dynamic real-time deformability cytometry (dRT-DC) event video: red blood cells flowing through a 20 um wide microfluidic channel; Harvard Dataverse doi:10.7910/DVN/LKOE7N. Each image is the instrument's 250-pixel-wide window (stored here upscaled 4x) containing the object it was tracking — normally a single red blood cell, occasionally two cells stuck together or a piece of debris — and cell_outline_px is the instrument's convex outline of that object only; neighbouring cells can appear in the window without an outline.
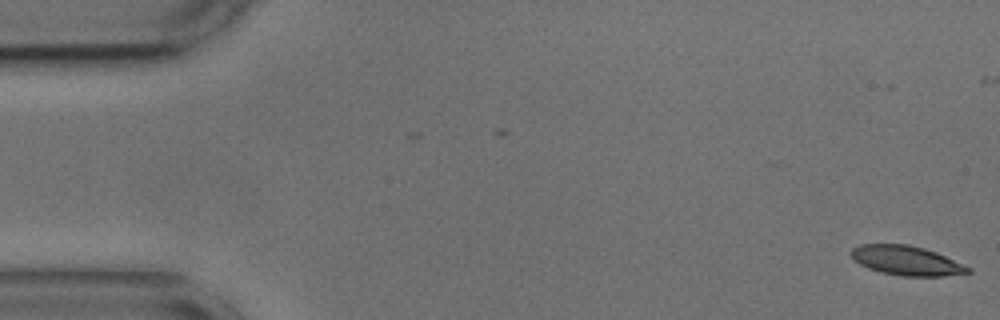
{"species": "common noctule bat (a hibernating species)", "species_latin": "Nyctalus noctula", "temperature_condition": "cold", "stored_images_in_passage": 4, "camera_frame_rate_fps": 3000, "um_per_image_px": 0.085, "animal": {"sex": "male", "body_mass_g": 17.9, "forearm_length_mm": 54.2}, "frame": {"image": 1, "passage_image": 4, "time_ms": 1.0, "image_size_px": [1000, 320], "cell_outline_px": [[972, 272], [944, 276], [900, 276], [880, 272], [868, 268], [860, 264], [848, 252], [852, 248], [860, 244], [908, 244], [924, 248], [936, 252], [972, 268]], "centroid_in_image_um": [77.05, 22.15], "position_along_channel_um": 8.0, "area_um2": 20.11}}